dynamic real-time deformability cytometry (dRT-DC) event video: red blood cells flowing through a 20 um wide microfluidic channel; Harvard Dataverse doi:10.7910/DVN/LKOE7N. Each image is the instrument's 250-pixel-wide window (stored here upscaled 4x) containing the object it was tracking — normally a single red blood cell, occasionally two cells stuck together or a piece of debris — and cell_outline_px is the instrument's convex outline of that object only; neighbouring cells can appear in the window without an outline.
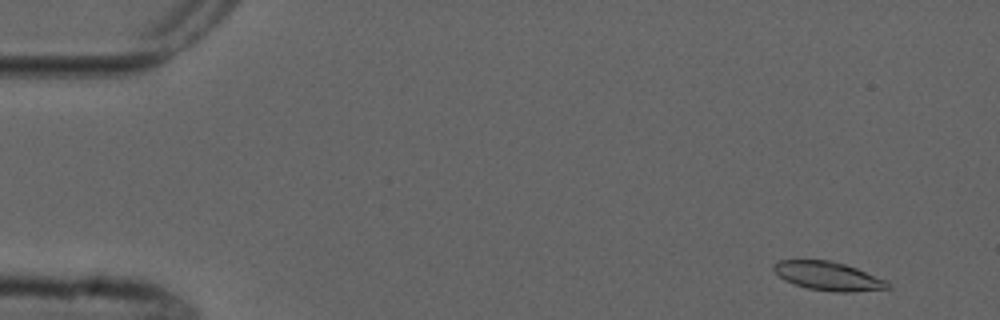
{"species": "common noctule bat (a hibernating species)", "species_latin": "Nyctalus noctula", "temperature_condition": "cold", "stored_images_in_passage": 4, "camera_frame_rate_fps": 3000, "um_per_image_px": 0.085, "animal": {"sex": "male", "forearm_length_mm": 52.5}, "frame": {"image": 1, "passage_image": 1, "time_ms": 0.0, "image_size_px": [1000, 320], "cell_outline_px": [[892, 288], [852, 292], [832, 292], [808, 288], [784, 280], [772, 268], [772, 264], [780, 260], [828, 260], [844, 264], [856, 268], [888, 280], [892, 284]], "centroid_in_image_um": [70.45, 23.47], "position_along_channel_um": 14.6, "area_um2": 19.13}}
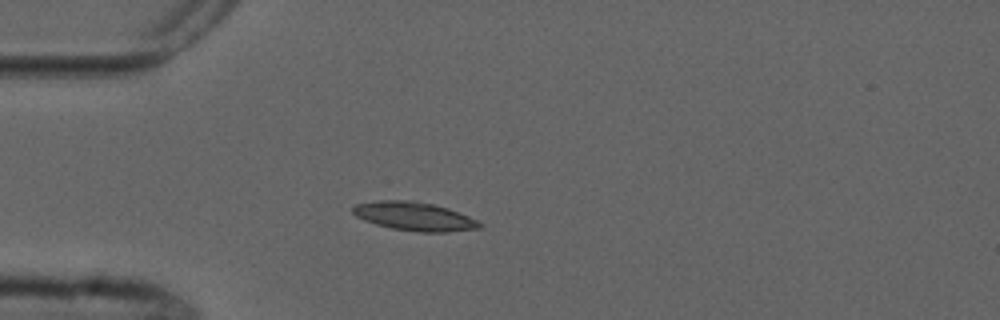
{"frame": {"image": 2, "passage_image": 4, "time_ms": 3.667, "image_size_px": [1000, 320], "cell_outline_px": [[484, 228], [448, 232], [416, 232], [392, 228], [376, 224], [364, 220], [356, 216], [352, 212], [352, 208], [356, 204], [376, 200], [412, 200], [432, 204], [448, 208], [468, 216], [484, 224]], "centroid_in_image_um": [35.24, 18.39], "position_along_channel_um": 49.8, "area_um2": 21.27}}